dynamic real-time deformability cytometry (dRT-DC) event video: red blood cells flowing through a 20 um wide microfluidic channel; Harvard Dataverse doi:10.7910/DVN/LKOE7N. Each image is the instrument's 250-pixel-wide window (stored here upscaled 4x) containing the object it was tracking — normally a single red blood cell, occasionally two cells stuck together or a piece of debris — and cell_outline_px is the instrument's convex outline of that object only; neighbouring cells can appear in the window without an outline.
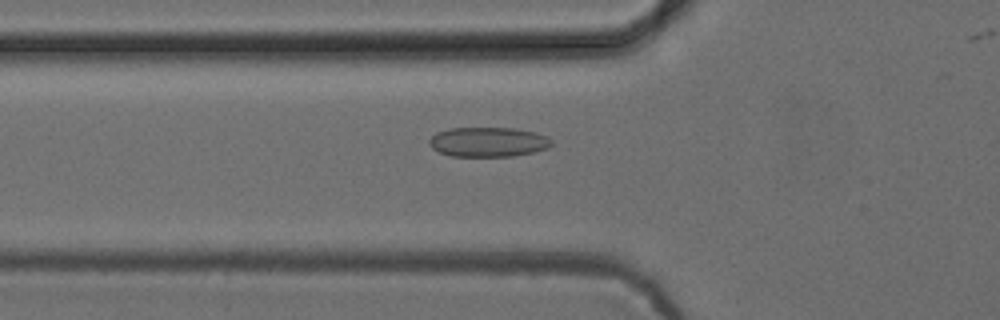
{"species": "common noctule bat (a hibernating species)", "species_latin": "Nyctalus noctula", "temperature_condition": "cold", "stored_images_in_passage": 32, "camera_frame_rate_fps": 3000, "um_per_image_px": 0.085, "animal": {"sex": "female", "body_mass_g": 24.6, "forearm_length_mm": 56.2}, "frame": {"image": 1, "passage_image": 2, "time_ms": 0.333, "image_size_px": [1000, 320], "cell_outline_px": [[552, 144], [548, 148], [536, 152], [512, 156], [452, 156], [440, 152], [432, 148], [428, 144], [428, 140], [436, 132], [448, 128], [516, 128], [536, 132], [552, 140]], "centroid_in_image_um": [41.49, 12.06], "position_along_channel_um": 84.3, "area_um2": 21.27}}
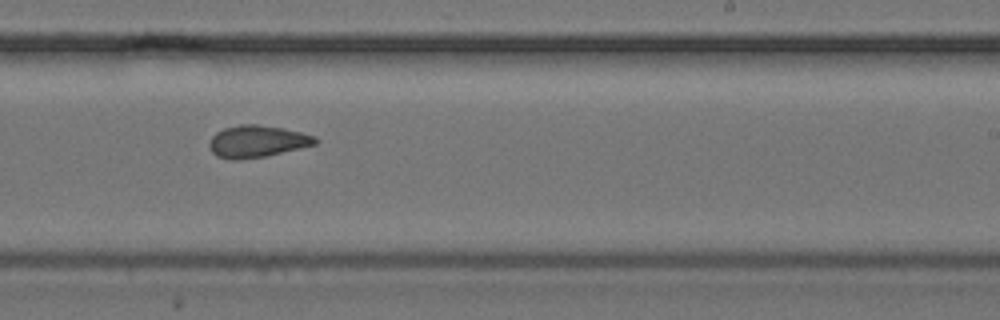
{"frame": {"image": 2, "passage_image": 16, "time_ms": 5.0, "image_size_px": [1000, 320], "cell_outline_px": [[320, 140], [316, 144], [268, 156], [240, 160], [232, 160], [216, 156], [212, 152], [208, 144], [212, 136], [216, 132], [224, 128], [240, 124], [256, 124], [284, 128], [316, 136]], "centroid_in_image_um": [21.86, 12.02], "position_along_channel_um": 267.1, "area_um2": 20.0}}
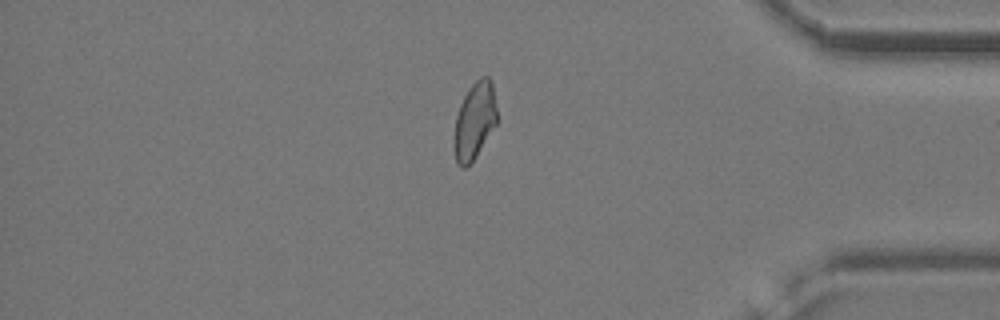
{"frame": {"image": 3, "passage_image": 28, "time_ms": 9.0, "image_size_px": [1000, 320], "cell_outline_px": [[496, 124], [476, 156], [464, 168], [460, 168], [456, 164], [452, 144], [456, 116], [460, 104], [468, 88], [480, 76], [488, 76], [492, 80], [496, 108]], "centroid_in_image_um": [40.3, 10.27], "position_along_channel_um": 394.9, "area_um2": 19.42}, "authors_computed_cell_mechanics": {"area_um2": 19.652, "velocity_mm_per_s": 3.8999, "shape_relaxation_time_tau1_ms": null, "shape_relaxation_time_tau2_ms": 1.8491, "deformation_change_tau1": null, "deformation_change_tau2": 0.0767}}